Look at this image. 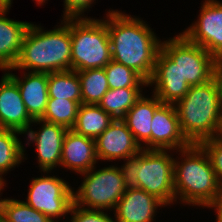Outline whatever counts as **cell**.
<instances>
[{"label": "cell", "instance_id": "1", "mask_svg": "<svg viewBox=\"0 0 222 222\" xmlns=\"http://www.w3.org/2000/svg\"><path fill=\"white\" fill-rule=\"evenodd\" d=\"M105 14L112 60L133 69L148 82L162 40L141 17L117 9H109Z\"/></svg>", "mask_w": 222, "mask_h": 222}, {"label": "cell", "instance_id": "2", "mask_svg": "<svg viewBox=\"0 0 222 222\" xmlns=\"http://www.w3.org/2000/svg\"><path fill=\"white\" fill-rule=\"evenodd\" d=\"M54 29L31 23L16 64L6 70L52 73L71 70L70 19H62Z\"/></svg>", "mask_w": 222, "mask_h": 222}, {"label": "cell", "instance_id": "3", "mask_svg": "<svg viewBox=\"0 0 222 222\" xmlns=\"http://www.w3.org/2000/svg\"><path fill=\"white\" fill-rule=\"evenodd\" d=\"M174 158L175 203L206 208L222 192L208 155L199 144L177 150ZM181 160V161H179Z\"/></svg>", "mask_w": 222, "mask_h": 222}, {"label": "cell", "instance_id": "4", "mask_svg": "<svg viewBox=\"0 0 222 222\" xmlns=\"http://www.w3.org/2000/svg\"><path fill=\"white\" fill-rule=\"evenodd\" d=\"M182 134L190 144L217 137L222 117V97L213 77L208 82L190 86L175 104Z\"/></svg>", "mask_w": 222, "mask_h": 222}, {"label": "cell", "instance_id": "5", "mask_svg": "<svg viewBox=\"0 0 222 222\" xmlns=\"http://www.w3.org/2000/svg\"><path fill=\"white\" fill-rule=\"evenodd\" d=\"M173 155L172 150L142 149L124 160L119 168L126 188L143 189L166 206L175 204Z\"/></svg>", "mask_w": 222, "mask_h": 222}, {"label": "cell", "instance_id": "6", "mask_svg": "<svg viewBox=\"0 0 222 222\" xmlns=\"http://www.w3.org/2000/svg\"><path fill=\"white\" fill-rule=\"evenodd\" d=\"M104 17L70 19L71 70L104 68L112 60Z\"/></svg>", "mask_w": 222, "mask_h": 222}, {"label": "cell", "instance_id": "7", "mask_svg": "<svg viewBox=\"0 0 222 222\" xmlns=\"http://www.w3.org/2000/svg\"><path fill=\"white\" fill-rule=\"evenodd\" d=\"M79 174L83 180L73 190V203L87 209L114 211L127 190L119 166L109 165Z\"/></svg>", "mask_w": 222, "mask_h": 222}, {"label": "cell", "instance_id": "8", "mask_svg": "<svg viewBox=\"0 0 222 222\" xmlns=\"http://www.w3.org/2000/svg\"><path fill=\"white\" fill-rule=\"evenodd\" d=\"M161 49L178 65L179 73L190 86L204 84L213 78L215 58L181 33L162 41Z\"/></svg>", "mask_w": 222, "mask_h": 222}, {"label": "cell", "instance_id": "9", "mask_svg": "<svg viewBox=\"0 0 222 222\" xmlns=\"http://www.w3.org/2000/svg\"><path fill=\"white\" fill-rule=\"evenodd\" d=\"M41 177L32 178L28 189L27 205L49 217L53 222H59L69 214L73 204V190L69 182L63 178L43 172ZM49 175V176H48Z\"/></svg>", "mask_w": 222, "mask_h": 222}, {"label": "cell", "instance_id": "10", "mask_svg": "<svg viewBox=\"0 0 222 222\" xmlns=\"http://www.w3.org/2000/svg\"><path fill=\"white\" fill-rule=\"evenodd\" d=\"M202 2L198 19L180 33L218 58L222 56V1Z\"/></svg>", "mask_w": 222, "mask_h": 222}, {"label": "cell", "instance_id": "11", "mask_svg": "<svg viewBox=\"0 0 222 222\" xmlns=\"http://www.w3.org/2000/svg\"><path fill=\"white\" fill-rule=\"evenodd\" d=\"M33 124L40 125V128L33 130ZM67 131L68 129L62 125L35 119L23 134L26 135V145H36L37 163L41 173L52 172L57 166L61 167L62 147Z\"/></svg>", "mask_w": 222, "mask_h": 222}, {"label": "cell", "instance_id": "12", "mask_svg": "<svg viewBox=\"0 0 222 222\" xmlns=\"http://www.w3.org/2000/svg\"><path fill=\"white\" fill-rule=\"evenodd\" d=\"M148 86H154L151 93L167 104H175L190 89V85L179 73L178 65L162 49L158 51Z\"/></svg>", "mask_w": 222, "mask_h": 222}, {"label": "cell", "instance_id": "13", "mask_svg": "<svg viewBox=\"0 0 222 222\" xmlns=\"http://www.w3.org/2000/svg\"><path fill=\"white\" fill-rule=\"evenodd\" d=\"M98 161L127 160L137 155L141 146L122 119H114L109 127L95 139Z\"/></svg>", "mask_w": 222, "mask_h": 222}, {"label": "cell", "instance_id": "14", "mask_svg": "<svg viewBox=\"0 0 222 222\" xmlns=\"http://www.w3.org/2000/svg\"><path fill=\"white\" fill-rule=\"evenodd\" d=\"M151 150H180L190 145L181 132L174 104L162 103L154 112Z\"/></svg>", "mask_w": 222, "mask_h": 222}, {"label": "cell", "instance_id": "15", "mask_svg": "<svg viewBox=\"0 0 222 222\" xmlns=\"http://www.w3.org/2000/svg\"><path fill=\"white\" fill-rule=\"evenodd\" d=\"M18 85L4 72L0 79V128L25 133L33 123Z\"/></svg>", "mask_w": 222, "mask_h": 222}, {"label": "cell", "instance_id": "16", "mask_svg": "<svg viewBox=\"0 0 222 222\" xmlns=\"http://www.w3.org/2000/svg\"><path fill=\"white\" fill-rule=\"evenodd\" d=\"M159 207L167 206L143 189H127L117 203L113 214L117 222H153Z\"/></svg>", "mask_w": 222, "mask_h": 222}, {"label": "cell", "instance_id": "17", "mask_svg": "<svg viewBox=\"0 0 222 222\" xmlns=\"http://www.w3.org/2000/svg\"><path fill=\"white\" fill-rule=\"evenodd\" d=\"M98 162L95 139L68 129L63 141L61 167L78 175L91 170Z\"/></svg>", "mask_w": 222, "mask_h": 222}, {"label": "cell", "instance_id": "18", "mask_svg": "<svg viewBox=\"0 0 222 222\" xmlns=\"http://www.w3.org/2000/svg\"><path fill=\"white\" fill-rule=\"evenodd\" d=\"M17 85L26 110L30 117L41 119L45 113L48 102V73L23 71L22 77L11 73V70L4 71Z\"/></svg>", "mask_w": 222, "mask_h": 222}, {"label": "cell", "instance_id": "19", "mask_svg": "<svg viewBox=\"0 0 222 222\" xmlns=\"http://www.w3.org/2000/svg\"><path fill=\"white\" fill-rule=\"evenodd\" d=\"M10 8H0V71L13 67L20 55L22 42L32 22L7 18Z\"/></svg>", "mask_w": 222, "mask_h": 222}, {"label": "cell", "instance_id": "20", "mask_svg": "<svg viewBox=\"0 0 222 222\" xmlns=\"http://www.w3.org/2000/svg\"><path fill=\"white\" fill-rule=\"evenodd\" d=\"M148 97L143 93L122 120L141 148L151 150L152 120L154 112L162 102L153 93Z\"/></svg>", "mask_w": 222, "mask_h": 222}, {"label": "cell", "instance_id": "21", "mask_svg": "<svg viewBox=\"0 0 222 222\" xmlns=\"http://www.w3.org/2000/svg\"><path fill=\"white\" fill-rule=\"evenodd\" d=\"M23 133L0 128V182L6 187V180L3 176L9 171L19 166V164L27 160L26 149L20 140L19 135ZM12 169V170H11Z\"/></svg>", "mask_w": 222, "mask_h": 222}, {"label": "cell", "instance_id": "22", "mask_svg": "<svg viewBox=\"0 0 222 222\" xmlns=\"http://www.w3.org/2000/svg\"><path fill=\"white\" fill-rule=\"evenodd\" d=\"M113 120L99 105L82 103L71 129L80 135L96 139Z\"/></svg>", "mask_w": 222, "mask_h": 222}, {"label": "cell", "instance_id": "23", "mask_svg": "<svg viewBox=\"0 0 222 222\" xmlns=\"http://www.w3.org/2000/svg\"><path fill=\"white\" fill-rule=\"evenodd\" d=\"M143 88L109 89L98 105L113 119H122L143 95Z\"/></svg>", "mask_w": 222, "mask_h": 222}, {"label": "cell", "instance_id": "24", "mask_svg": "<svg viewBox=\"0 0 222 222\" xmlns=\"http://www.w3.org/2000/svg\"><path fill=\"white\" fill-rule=\"evenodd\" d=\"M48 96L81 104V82L74 70L48 73Z\"/></svg>", "mask_w": 222, "mask_h": 222}, {"label": "cell", "instance_id": "25", "mask_svg": "<svg viewBox=\"0 0 222 222\" xmlns=\"http://www.w3.org/2000/svg\"><path fill=\"white\" fill-rule=\"evenodd\" d=\"M81 82V104L98 105L109 90L104 68L76 71Z\"/></svg>", "mask_w": 222, "mask_h": 222}, {"label": "cell", "instance_id": "26", "mask_svg": "<svg viewBox=\"0 0 222 222\" xmlns=\"http://www.w3.org/2000/svg\"><path fill=\"white\" fill-rule=\"evenodd\" d=\"M80 105L69 99L48 98L45 113L41 119L71 129L75 124Z\"/></svg>", "mask_w": 222, "mask_h": 222}, {"label": "cell", "instance_id": "27", "mask_svg": "<svg viewBox=\"0 0 222 222\" xmlns=\"http://www.w3.org/2000/svg\"><path fill=\"white\" fill-rule=\"evenodd\" d=\"M104 70L109 89L148 87V82L139 73L113 60L104 67Z\"/></svg>", "mask_w": 222, "mask_h": 222}, {"label": "cell", "instance_id": "28", "mask_svg": "<svg viewBox=\"0 0 222 222\" xmlns=\"http://www.w3.org/2000/svg\"><path fill=\"white\" fill-rule=\"evenodd\" d=\"M1 209L5 222H53L49 217L27 205L23 200L1 198Z\"/></svg>", "mask_w": 222, "mask_h": 222}, {"label": "cell", "instance_id": "29", "mask_svg": "<svg viewBox=\"0 0 222 222\" xmlns=\"http://www.w3.org/2000/svg\"><path fill=\"white\" fill-rule=\"evenodd\" d=\"M109 214L104 210L87 209L73 203L69 210L71 217L68 222H117L115 216Z\"/></svg>", "mask_w": 222, "mask_h": 222}, {"label": "cell", "instance_id": "30", "mask_svg": "<svg viewBox=\"0 0 222 222\" xmlns=\"http://www.w3.org/2000/svg\"><path fill=\"white\" fill-rule=\"evenodd\" d=\"M210 160L211 166L216 173L217 180L222 188V142L215 138H210L199 143Z\"/></svg>", "mask_w": 222, "mask_h": 222}, {"label": "cell", "instance_id": "31", "mask_svg": "<svg viewBox=\"0 0 222 222\" xmlns=\"http://www.w3.org/2000/svg\"><path fill=\"white\" fill-rule=\"evenodd\" d=\"M96 0H63L64 3V11L62 18L63 19H83V18H91L88 16H84V13L87 9L96 3Z\"/></svg>", "mask_w": 222, "mask_h": 222}, {"label": "cell", "instance_id": "32", "mask_svg": "<svg viewBox=\"0 0 222 222\" xmlns=\"http://www.w3.org/2000/svg\"><path fill=\"white\" fill-rule=\"evenodd\" d=\"M219 86V90L221 92V97H222V56L215 58L214 62V76H213Z\"/></svg>", "mask_w": 222, "mask_h": 222}, {"label": "cell", "instance_id": "33", "mask_svg": "<svg viewBox=\"0 0 222 222\" xmlns=\"http://www.w3.org/2000/svg\"><path fill=\"white\" fill-rule=\"evenodd\" d=\"M209 209H213L216 215V222H222V192L221 195L215 199L209 206Z\"/></svg>", "mask_w": 222, "mask_h": 222}, {"label": "cell", "instance_id": "34", "mask_svg": "<svg viewBox=\"0 0 222 222\" xmlns=\"http://www.w3.org/2000/svg\"><path fill=\"white\" fill-rule=\"evenodd\" d=\"M13 0H0V8H11Z\"/></svg>", "mask_w": 222, "mask_h": 222}, {"label": "cell", "instance_id": "35", "mask_svg": "<svg viewBox=\"0 0 222 222\" xmlns=\"http://www.w3.org/2000/svg\"><path fill=\"white\" fill-rule=\"evenodd\" d=\"M217 139H219L222 142V117H221V124H220V128L217 134Z\"/></svg>", "mask_w": 222, "mask_h": 222}, {"label": "cell", "instance_id": "36", "mask_svg": "<svg viewBox=\"0 0 222 222\" xmlns=\"http://www.w3.org/2000/svg\"><path fill=\"white\" fill-rule=\"evenodd\" d=\"M35 1V3H37V5L39 4V6L44 5L48 0H33Z\"/></svg>", "mask_w": 222, "mask_h": 222}, {"label": "cell", "instance_id": "37", "mask_svg": "<svg viewBox=\"0 0 222 222\" xmlns=\"http://www.w3.org/2000/svg\"><path fill=\"white\" fill-rule=\"evenodd\" d=\"M0 222H5L3 212H2V209H1V198H0Z\"/></svg>", "mask_w": 222, "mask_h": 222}, {"label": "cell", "instance_id": "38", "mask_svg": "<svg viewBox=\"0 0 222 222\" xmlns=\"http://www.w3.org/2000/svg\"><path fill=\"white\" fill-rule=\"evenodd\" d=\"M4 185L0 182V197L2 196V191H4Z\"/></svg>", "mask_w": 222, "mask_h": 222}]
</instances>
